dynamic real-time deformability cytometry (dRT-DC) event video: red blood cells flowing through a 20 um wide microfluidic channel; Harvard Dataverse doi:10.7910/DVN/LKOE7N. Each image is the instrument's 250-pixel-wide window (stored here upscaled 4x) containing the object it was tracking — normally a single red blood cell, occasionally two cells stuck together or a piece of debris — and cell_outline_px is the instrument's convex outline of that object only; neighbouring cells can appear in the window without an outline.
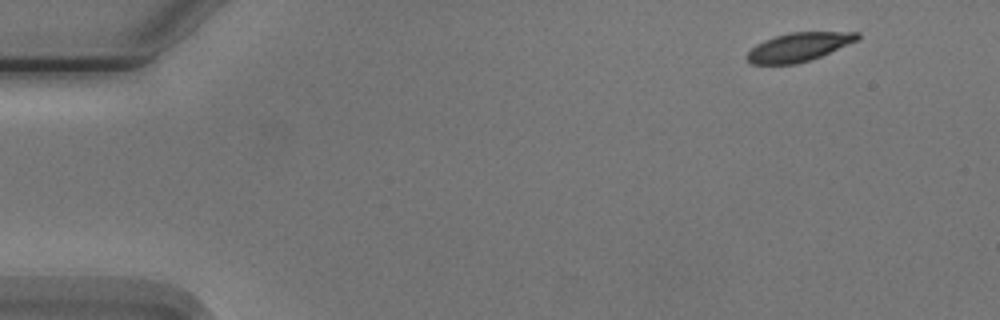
{"species": "Egyptian fruit bat (a non-hibernating species)", "species_latin": "Rousettus aegyptiacus", "temperature_condition": "cold", "stored_images_in_passage": 3, "camera_frame_rate_fps": 3000, "um_per_image_px": 0.085, "animal": {"sex": "male"}, "frame": {"image": 1, "passage_image": 1, "time_ms": 0.0, "image_size_px": [1000, 320], "cell_outline_px": [[860, 36], [856, 40], [820, 56], [796, 64], [752, 64], [744, 56], [756, 44], [764, 40], [788, 32], [860, 32]], "centroid_in_image_um": [67.84, 3.99], "position_along_channel_um": 17.2, "area_um2": 18.15}}